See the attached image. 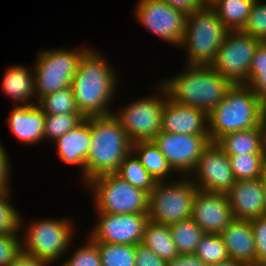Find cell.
<instances>
[{"label":"cell","mask_w":266,"mask_h":266,"mask_svg":"<svg viewBox=\"0 0 266 266\" xmlns=\"http://www.w3.org/2000/svg\"><path fill=\"white\" fill-rule=\"evenodd\" d=\"M99 52L91 48L85 53L71 82L77 108L85 118L115 112L111 104L120 83L119 76L107 57Z\"/></svg>","instance_id":"1"},{"label":"cell","mask_w":266,"mask_h":266,"mask_svg":"<svg viewBox=\"0 0 266 266\" xmlns=\"http://www.w3.org/2000/svg\"><path fill=\"white\" fill-rule=\"evenodd\" d=\"M185 66L183 72L159 82L172 101L209 114L225 98L233 83L211 66Z\"/></svg>","instance_id":"2"},{"label":"cell","mask_w":266,"mask_h":266,"mask_svg":"<svg viewBox=\"0 0 266 266\" xmlns=\"http://www.w3.org/2000/svg\"><path fill=\"white\" fill-rule=\"evenodd\" d=\"M91 147L86 160V183L116 173L120 163L132 151V142L114 114L88 117Z\"/></svg>","instance_id":"3"},{"label":"cell","mask_w":266,"mask_h":266,"mask_svg":"<svg viewBox=\"0 0 266 266\" xmlns=\"http://www.w3.org/2000/svg\"><path fill=\"white\" fill-rule=\"evenodd\" d=\"M266 106L246 84H233L225 98L208 114L210 141L235 131L261 125Z\"/></svg>","instance_id":"4"},{"label":"cell","mask_w":266,"mask_h":266,"mask_svg":"<svg viewBox=\"0 0 266 266\" xmlns=\"http://www.w3.org/2000/svg\"><path fill=\"white\" fill-rule=\"evenodd\" d=\"M229 30L208 5L186 17L181 48H185L186 65L211 66Z\"/></svg>","instance_id":"5"},{"label":"cell","mask_w":266,"mask_h":266,"mask_svg":"<svg viewBox=\"0 0 266 266\" xmlns=\"http://www.w3.org/2000/svg\"><path fill=\"white\" fill-rule=\"evenodd\" d=\"M72 223L69 217L36 219L27 224L22 218V251L51 266L60 262L76 234Z\"/></svg>","instance_id":"6"},{"label":"cell","mask_w":266,"mask_h":266,"mask_svg":"<svg viewBox=\"0 0 266 266\" xmlns=\"http://www.w3.org/2000/svg\"><path fill=\"white\" fill-rule=\"evenodd\" d=\"M85 186L93 197L95 212L110 214L149 212V194L132 186L116 173L97 176Z\"/></svg>","instance_id":"7"},{"label":"cell","mask_w":266,"mask_h":266,"mask_svg":"<svg viewBox=\"0 0 266 266\" xmlns=\"http://www.w3.org/2000/svg\"><path fill=\"white\" fill-rule=\"evenodd\" d=\"M197 191L189 176L156 182L149 194V221L171 225L190 218Z\"/></svg>","instance_id":"8"},{"label":"cell","mask_w":266,"mask_h":266,"mask_svg":"<svg viewBox=\"0 0 266 266\" xmlns=\"http://www.w3.org/2000/svg\"><path fill=\"white\" fill-rule=\"evenodd\" d=\"M89 47L82 49H43L33 64L37 102L44 96L71 86L80 60Z\"/></svg>","instance_id":"9"},{"label":"cell","mask_w":266,"mask_h":266,"mask_svg":"<svg viewBox=\"0 0 266 266\" xmlns=\"http://www.w3.org/2000/svg\"><path fill=\"white\" fill-rule=\"evenodd\" d=\"M158 92L134 102L120 106L121 110L113 113L132 143L153 140L161 131L162 111L168 94L166 88L157 82Z\"/></svg>","instance_id":"10"},{"label":"cell","mask_w":266,"mask_h":266,"mask_svg":"<svg viewBox=\"0 0 266 266\" xmlns=\"http://www.w3.org/2000/svg\"><path fill=\"white\" fill-rule=\"evenodd\" d=\"M262 41L242 31H229L211 67L233 84H247L256 48Z\"/></svg>","instance_id":"11"},{"label":"cell","mask_w":266,"mask_h":266,"mask_svg":"<svg viewBox=\"0 0 266 266\" xmlns=\"http://www.w3.org/2000/svg\"><path fill=\"white\" fill-rule=\"evenodd\" d=\"M134 16L146 30L159 39L180 47L184 39L187 15L164 0H138Z\"/></svg>","instance_id":"12"},{"label":"cell","mask_w":266,"mask_h":266,"mask_svg":"<svg viewBox=\"0 0 266 266\" xmlns=\"http://www.w3.org/2000/svg\"><path fill=\"white\" fill-rule=\"evenodd\" d=\"M97 220L88 234L94 243L137 245L142 243L148 213L110 214L96 212Z\"/></svg>","instance_id":"13"},{"label":"cell","mask_w":266,"mask_h":266,"mask_svg":"<svg viewBox=\"0 0 266 266\" xmlns=\"http://www.w3.org/2000/svg\"><path fill=\"white\" fill-rule=\"evenodd\" d=\"M189 178L199 190L224 194L236 183L229 156L213 141L204 148Z\"/></svg>","instance_id":"14"},{"label":"cell","mask_w":266,"mask_h":266,"mask_svg":"<svg viewBox=\"0 0 266 266\" xmlns=\"http://www.w3.org/2000/svg\"><path fill=\"white\" fill-rule=\"evenodd\" d=\"M153 141L177 175L190 176L204 148L210 143V136L160 131Z\"/></svg>","instance_id":"15"},{"label":"cell","mask_w":266,"mask_h":266,"mask_svg":"<svg viewBox=\"0 0 266 266\" xmlns=\"http://www.w3.org/2000/svg\"><path fill=\"white\" fill-rule=\"evenodd\" d=\"M191 218L205 234L220 235L234 220L232 209L224 193L196 192Z\"/></svg>","instance_id":"16"},{"label":"cell","mask_w":266,"mask_h":266,"mask_svg":"<svg viewBox=\"0 0 266 266\" xmlns=\"http://www.w3.org/2000/svg\"><path fill=\"white\" fill-rule=\"evenodd\" d=\"M161 131L186 135H209L208 114L199 108L176 103L167 96L162 111Z\"/></svg>","instance_id":"17"},{"label":"cell","mask_w":266,"mask_h":266,"mask_svg":"<svg viewBox=\"0 0 266 266\" xmlns=\"http://www.w3.org/2000/svg\"><path fill=\"white\" fill-rule=\"evenodd\" d=\"M226 195L234 219L250 221L264 217L265 194L261 178L236 180Z\"/></svg>","instance_id":"18"},{"label":"cell","mask_w":266,"mask_h":266,"mask_svg":"<svg viewBox=\"0 0 266 266\" xmlns=\"http://www.w3.org/2000/svg\"><path fill=\"white\" fill-rule=\"evenodd\" d=\"M56 144L58 159L81 168L83 184H86V160L91 147V129L88 117L84 118L76 127L57 138Z\"/></svg>","instance_id":"19"},{"label":"cell","mask_w":266,"mask_h":266,"mask_svg":"<svg viewBox=\"0 0 266 266\" xmlns=\"http://www.w3.org/2000/svg\"><path fill=\"white\" fill-rule=\"evenodd\" d=\"M5 121L17 142L34 145L44 140L45 113L38 104L15 106Z\"/></svg>","instance_id":"20"},{"label":"cell","mask_w":266,"mask_h":266,"mask_svg":"<svg viewBox=\"0 0 266 266\" xmlns=\"http://www.w3.org/2000/svg\"><path fill=\"white\" fill-rule=\"evenodd\" d=\"M231 260L256 265L254 234L249 220L234 219L220 234Z\"/></svg>","instance_id":"21"},{"label":"cell","mask_w":266,"mask_h":266,"mask_svg":"<svg viewBox=\"0 0 266 266\" xmlns=\"http://www.w3.org/2000/svg\"><path fill=\"white\" fill-rule=\"evenodd\" d=\"M30 68H25V66L19 64L12 65L4 73L1 88L4 94L9 97V100H14L12 102H15V106L37 104L35 103L37 97L35 94L34 71L32 67Z\"/></svg>","instance_id":"22"},{"label":"cell","mask_w":266,"mask_h":266,"mask_svg":"<svg viewBox=\"0 0 266 266\" xmlns=\"http://www.w3.org/2000/svg\"><path fill=\"white\" fill-rule=\"evenodd\" d=\"M132 152L156 182L169 181L173 173L167 159L153 140L132 143Z\"/></svg>","instance_id":"23"},{"label":"cell","mask_w":266,"mask_h":266,"mask_svg":"<svg viewBox=\"0 0 266 266\" xmlns=\"http://www.w3.org/2000/svg\"><path fill=\"white\" fill-rule=\"evenodd\" d=\"M216 143L227 155L264 154L261 125L244 131H235L220 137Z\"/></svg>","instance_id":"24"},{"label":"cell","mask_w":266,"mask_h":266,"mask_svg":"<svg viewBox=\"0 0 266 266\" xmlns=\"http://www.w3.org/2000/svg\"><path fill=\"white\" fill-rule=\"evenodd\" d=\"M141 244L151 249L165 261L171 260L179 255L169 225L148 221L144 227Z\"/></svg>","instance_id":"25"},{"label":"cell","mask_w":266,"mask_h":266,"mask_svg":"<svg viewBox=\"0 0 266 266\" xmlns=\"http://www.w3.org/2000/svg\"><path fill=\"white\" fill-rule=\"evenodd\" d=\"M256 0H215L210 7L229 31L241 30Z\"/></svg>","instance_id":"26"},{"label":"cell","mask_w":266,"mask_h":266,"mask_svg":"<svg viewBox=\"0 0 266 266\" xmlns=\"http://www.w3.org/2000/svg\"><path fill=\"white\" fill-rule=\"evenodd\" d=\"M116 174L132 186L150 194L155 188L156 181L142 166L139 159L131 151L120 163Z\"/></svg>","instance_id":"27"},{"label":"cell","mask_w":266,"mask_h":266,"mask_svg":"<svg viewBox=\"0 0 266 266\" xmlns=\"http://www.w3.org/2000/svg\"><path fill=\"white\" fill-rule=\"evenodd\" d=\"M179 254H194L198 243L205 235L200 226L190 217L169 225Z\"/></svg>","instance_id":"28"},{"label":"cell","mask_w":266,"mask_h":266,"mask_svg":"<svg viewBox=\"0 0 266 266\" xmlns=\"http://www.w3.org/2000/svg\"><path fill=\"white\" fill-rule=\"evenodd\" d=\"M236 180L258 179L266 169L264 154L228 155Z\"/></svg>","instance_id":"29"},{"label":"cell","mask_w":266,"mask_h":266,"mask_svg":"<svg viewBox=\"0 0 266 266\" xmlns=\"http://www.w3.org/2000/svg\"><path fill=\"white\" fill-rule=\"evenodd\" d=\"M37 104L45 114H81L71 86L42 97Z\"/></svg>","instance_id":"30"},{"label":"cell","mask_w":266,"mask_h":266,"mask_svg":"<svg viewBox=\"0 0 266 266\" xmlns=\"http://www.w3.org/2000/svg\"><path fill=\"white\" fill-rule=\"evenodd\" d=\"M100 251L102 266H135L136 245L95 243Z\"/></svg>","instance_id":"31"},{"label":"cell","mask_w":266,"mask_h":266,"mask_svg":"<svg viewBox=\"0 0 266 266\" xmlns=\"http://www.w3.org/2000/svg\"><path fill=\"white\" fill-rule=\"evenodd\" d=\"M194 254L208 265L230 260L221 235L205 234L198 243Z\"/></svg>","instance_id":"32"},{"label":"cell","mask_w":266,"mask_h":266,"mask_svg":"<svg viewBox=\"0 0 266 266\" xmlns=\"http://www.w3.org/2000/svg\"><path fill=\"white\" fill-rule=\"evenodd\" d=\"M84 118L82 114H45L44 140L54 142Z\"/></svg>","instance_id":"33"},{"label":"cell","mask_w":266,"mask_h":266,"mask_svg":"<svg viewBox=\"0 0 266 266\" xmlns=\"http://www.w3.org/2000/svg\"><path fill=\"white\" fill-rule=\"evenodd\" d=\"M11 194H0V235L21 233L23 216L19 210L17 211L16 206L14 207L13 203L10 202Z\"/></svg>","instance_id":"34"},{"label":"cell","mask_w":266,"mask_h":266,"mask_svg":"<svg viewBox=\"0 0 266 266\" xmlns=\"http://www.w3.org/2000/svg\"><path fill=\"white\" fill-rule=\"evenodd\" d=\"M86 242L78 246L64 261L61 266H102L100 251L98 246L86 237Z\"/></svg>","instance_id":"35"},{"label":"cell","mask_w":266,"mask_h":266,"mask_svg":"<svg viewBox=\"0 0 266 266\" xmlns=\"http://www.w3.org/2000/svg\"><path fill=\"white\" fill-rule=\"evenodd\" d=\"M266 42V3L256 0L244 27L240 30Z\"/></svg>","instance_id":"36"},{"label":"cell","mask_w":266,"mask_h":266,"mask_svg":"<svg viewBox=\"0 0 266 266\" xmlns=\"http://www.w3.org/2000/svg\"><path fill=\"white\" fill-rule=\"evenodd\" d=\"M21 251L20 234L0 235V266H9Z\"/></svg>","instance_id":"37"},{"label":"cell","mask_w":266,"mask_h":266,"mask_svg":"<svg viewBox=\"0 0 266 266\" xmlns=\"http://www.w3.org/2000/svg\"><path fill=\"white\" fill-rule=\"evenodd\" d=\"M256 248V266H266V217L250 220Z\"/></svg>","instance_id":"38"},{"label":"cell","mask_w":266,"mask_h":266,"mask_svg":"<svg viewBox=\"0 0 266 266\" xmlns=\"http://www.w3.org/2000/svg\"><path fill=\"white\" fill-rule=\"evenodd\" d=\"M11 163L5 147L0 142V194L12 193L11 184Z\"/></svg>","instance_id":"39"},{"label":"cell","mask_w":266,"mask_h":266,"mask_svg":"<svg viewBox=\"0 0 266 266\" xmlns=\"http://www.w3.org/2000/svg\"><path fill=\"white\" fill-rule=\"evenodd\" d=\"M135 266H167V261L161 259L143 244H137Z\"/></svg>","instance_id":"40"},{"label":"cell","mask_w":266,"mask_h":266,"mask_svg":"<svg viewBox=\"0 0 266 266\" xmlns=\"http://www.w3.org/2000/svg\"><path fill=\"white\" fill-rule=\"evenodd\" d=\"M246 85L251 87L266 106V71L249 72L248 83Z\"/></svg>","instance_id":"41"},{"label":"cell","mask_w":266,"mask_h":266,"mask_svg":"<svg viewBox=\"0 0 266 266\" xmlns=\"http://www.w3.org/2000/svg\"><path fill=\"white\" fill-rule=\"evenodd\" d=\"M170 6L183 12L186 15H190L194 11L202 9L205 5L201 0H164Z\"/></svg>","instance_id":"42"},{"label":"cell","mask_w":266,"mask_h":266,"mask_svg":"<svg viewBox=\"0 0 266 266\" xmlns=\"http://www.w3.org/2000/svg\"><path fill=\"white\" fill-rule=\"evenodd\" d=\"M167 266H208L195 254H179L167 261Z\"/></svg>","instance_id":"43"},{"label":"cell","mask_w":266,"mask_h":266,"mask_svg":"<svg viewBox=\"0 0 266 266\" xmlns=\"http://www.w3.org/2000/svg\"><path fill=\"white\" fill-rule=\"evenodd\" d=\"M266 71V42H261L256 48L249 72Z\"/></svg>","instance_id":"44"},{"label":"cell","mask_w":266,"mask_h":266,"mask_svg":"<svg viewBox=\"0 0 266 266\" xmlns=\"http://www.w3.org/2000/svg\"><path fill=\"white\" fill-rule=\"evenodd\" d=\"M9 266H50V264L21 251Z\"/></svg>","instance_id":"45"},{"label":"cell","mask_w":266,"mask_h":266,"mask_svg":"<svg viewBox=\"0 0 266 266\" xmlns=\"http://www.w3.org/2000/svg\"><path fill=\"white\" fill-rule=\"evenodd\" d=\"M261 129H262L263 153L266 159V115L262 118Z\"/></svg>","instance_id":"46"},{"label":"cell","mask_w":266,"mask_h":266,"mask_svg":"<svg viewBox=\"0 0 266 266\" xmlns=\"http://www.w3.org/2000/svg\"><path fill=\"white\" fill-rule=\"evenodd\" d=\"M208 266H244V265L240 262L230 259L219 263L209 264Z\"/></svg>","instance_id":"47"},{"label":"cell","mask_w":266,"mask_h":266,"mask_svg":"<svg viewBox=\"0 0 266 266\" xmlns=\"http://www.w3.org/2000/svg\"><path fill=\"white\" fill-rule=\"evenodd\" d=\"M262 182H263V189L265 194V210H264V216L266 217V169L263 171V175L261 176Z\"/></svg>","instance_id":"48"}]
</instances>
